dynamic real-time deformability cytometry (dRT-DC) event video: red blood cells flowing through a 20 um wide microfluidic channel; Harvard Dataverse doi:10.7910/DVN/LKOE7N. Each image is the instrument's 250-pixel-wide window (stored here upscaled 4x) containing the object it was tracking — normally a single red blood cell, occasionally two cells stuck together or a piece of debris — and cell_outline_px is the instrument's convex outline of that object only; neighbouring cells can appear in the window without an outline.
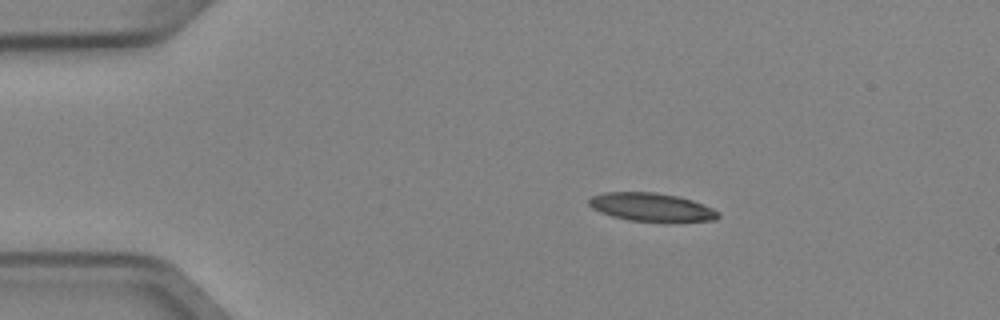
{"species": "Egyptian fruit bat (a non-hibernating species)", "species_latin": "Rousettus aegyptiacus", "temperature_condition": "cold", "stored_images_in_passage": 6, "camera_frame_rate_fps": 3000, "um_per_image_px": 0.085, "animal": {"sex": "female"}, "frame": {"image": 1, "passage_image": 2, "time_ms": 0.333, "image_size_px": [1000, 320], "cell_outline_px": [[720, 216], [716, 220], [668, 224], [628, 220], [612, 216], [600, 212], [592, 208], [588, 204], [588, 200], [592, 196], [604, 192], [656, 192], [676, 196], [692, 200], [712, 208], [720, 212]], "centroid_in_image_um": [55.42, 17.65], "position_along_channel_um": 29.6, "area_um2": 22.08}}
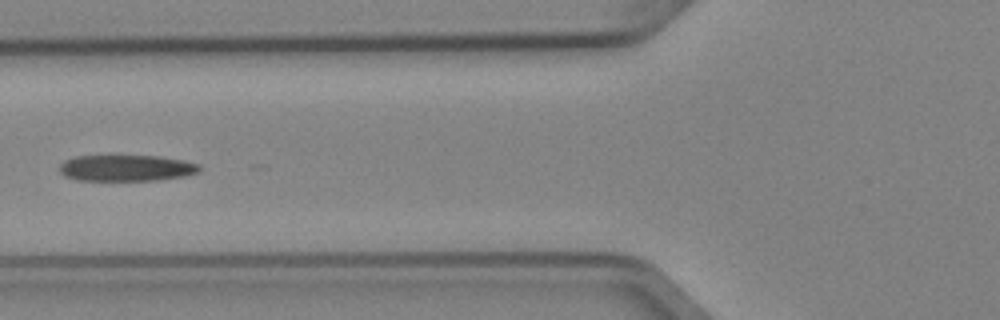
{"frame": {"image": 2, "passage_image": 5, "time_ms": 1.333, "image_size_px": [1000, 320], "cell_outline_px": [[200, 172], [184, 176], [160, 180], [76, 180], [64, 176], [60, 172], [60, 164], [64, 160], [72, 156], [160, 156], [184, 160], [200, 164]], "centroid_in_image_um": [10.74, 14.28], "position_along_channel_um": 115.1, "area_um2": 21.56}}
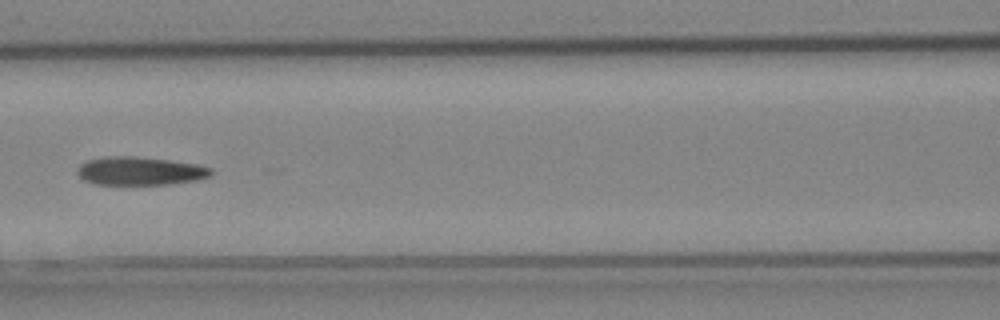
{"frame": {"image": 3, "passage_image": 6, "time_ms": 1.667, "image_size_px": [1000, 320], "cell_outline_px": [[212, 176], [196, 180], [168, 184], [96, 184], [84, 180], [76, 172], [80, 164], [88, 160], [108, 156], [132, 156], [168, 160], [196, 164], [212, 168]], "centroid_in_image_um": [11.91, 14.53], "position_along_channel_um": 154.7, "area_um2": 21.91}}